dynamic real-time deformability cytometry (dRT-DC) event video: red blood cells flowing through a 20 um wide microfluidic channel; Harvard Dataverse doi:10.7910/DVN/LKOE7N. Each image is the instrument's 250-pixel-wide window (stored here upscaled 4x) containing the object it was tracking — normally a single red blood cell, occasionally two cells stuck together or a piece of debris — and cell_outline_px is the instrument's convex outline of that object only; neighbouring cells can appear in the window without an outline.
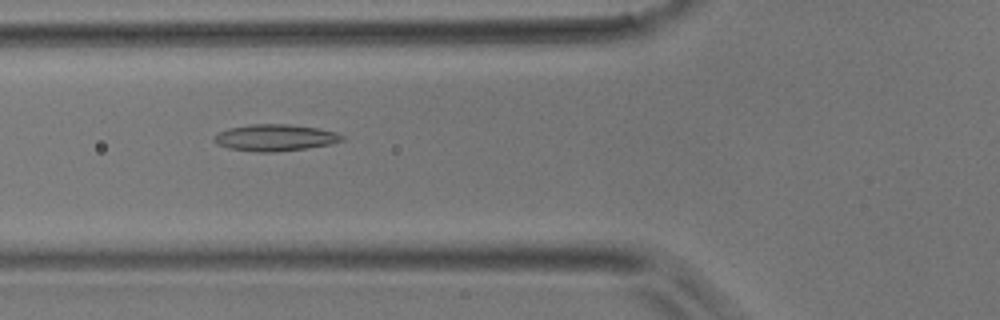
{"species": "common noctule bat (a hibernating species)", "species_latin": "Nyctalus noctula", "temperature_condition": "room temperature", "stored_images_in_passage": 31, "camera_frame_rate_fps": 3000, "um_per_image_px": 0.085, "animal": {"sex": "male", "body_mass_g": 17.9}, "frame": {"image": 1, "passage_image": 4, "time_ms": 1.0, "image_size_px": [1000, 320], "cell_outline_px": [[344, 140], [328, 144], [304, 148], [276, 152], [256, 152], [228, 148], [216, 144], [212, 140], [212, 136], [228, 128], [252, 124], [288, 124], [316, 128], [336, 132], [344, 136]], "centroid_in_image_um": [23.32, 11.7], "position_along_channel_um": 102.5, "area_um2": 19.77}}
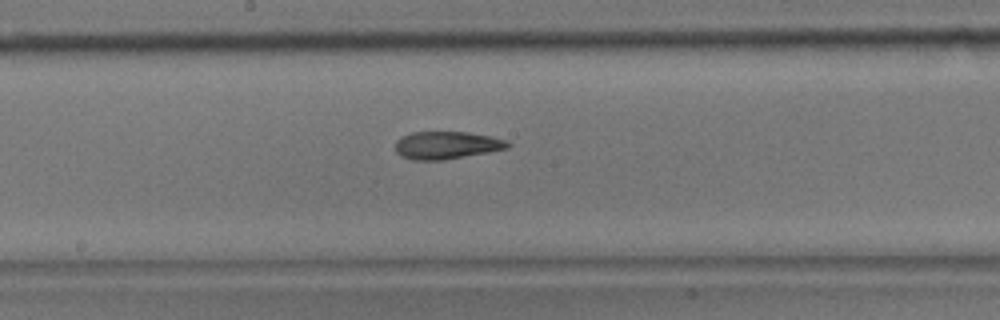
{"frame": {"image": 2, "passage_image": 12, "time_ms": 3.667, "image_size_px": [1000, 320], "cell_outline_px": [[512, 144], [508, 148], [488, 152], [444, 160], [412, 160], [400, 156], [396, 152], [396, 140], [412, 132], [468, 132], [488, 136], [504, 140]], "centroid_in_image_um": [37.94, 12.35], "position_along_channel_um": 210.3, "area_um2": 17.98}}
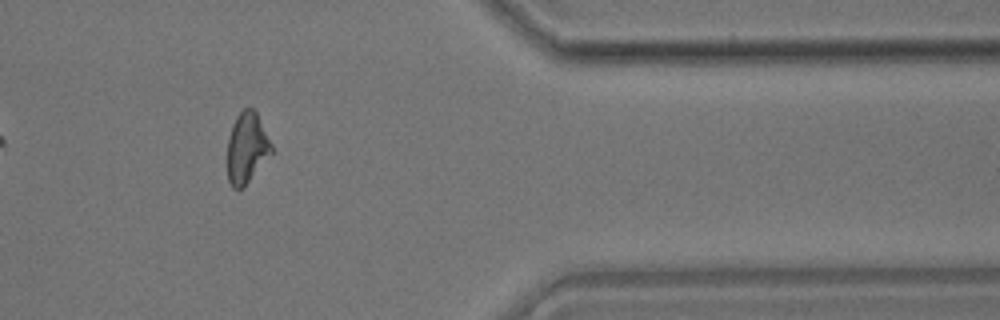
{"frame": {"image": 3, "passage_image": 27, "time_ms": 8.667, "image_size_px": [1000, 320], "cell_outline_px": [[272, 152], [244, 188], [232, 188], [228, 180], [228, 136], [232, 124], [236, 116], [244, 108], [252, 108], [256, 112], [272, 144]], "centroid_in_image_um": [20.97, 12.58], "position_along_channel_um": 390.4, "area_um2": 18.09}}